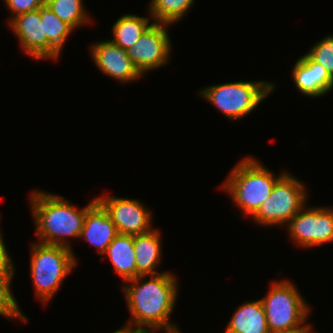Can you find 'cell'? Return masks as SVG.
I'll return each mask as SVG.
<instances>
[{"label":"cell","mask_w":333,"mask_h":333,"mask_svg":"<svg viewBox=\"0 0 333 333\" xmlns=\"http://www.w3.org/2000/svg\"><path fill=\"white\" fill-rule=\"evenodd\" d=\"M84 0H50L46 3L48 8L74 30L84 24H89L90 19L83 4Z\"/></svg>","instance_id":"obj_21"},{"label":"cell","mask_w":333,"mask_h":333,"mask_svg":"<svg viewBox=\"0 0 333 333\" xmlns=\"http://www.w3.org/2000/svg\"><path fill=\"white\" fill-rule=\"evenodd\" d=\"M29 197L38 243L70 249L71 241L68 239L80 237L86 213L97 202L94 198L78 209L58 194L34 190Z\"/></svg>","instance_id":"obj_2"},{"label":"cell","mask_w":333,"mask_h":333,"mask_svg":"<svg viewBox=\"0 0 333 333\" xmlns=\"http://www.w3.org/2000/svg\"><path fill=\"white\" fill-rule=\"evenodd\" d=\"M285 173L275 176L259 160L247 156L234 166L221 187L242 210V215L249 217L271 195L274 185Z\"/></svg>","instance_id":"obj_3"},{"label":"cell","mask_w":333,"mask_h":333,"mask_svg":"<svg viewBox=\"0 0 333 333\" xmlns=\"http://www.w3.org/2000/svg\"><path fill=\"white\" fill-rule=\"evenodd\" d=\"M150 276L147 280V275H140L122 285L131 316L125 326L147 333L179 330L169 322L178 296L177 277L169 271Z\"/></svg>","instance_id":"obj_1"},{"label":"cell","mask_w":333,"mask_h":333,"mask_svg":"<svg viewBox=\"0 0 333 333\" xmlns=\"http://www.w3.org/2000/svg\"><path fill=\"white\" fill-rule=\"evenodd\" d=\"M311 324H308V322L306 323V321L294 328L291 329H286V330H282V331H276V332H272V333H316L313 332V330L311 329Z\"/></svg>","instance_id":"obj_26"},{"label":"cell","mask_w":333,"mask_h":333,"mask_svg":"<svg viewBox=\"0 0 333 333\" xmlns=\"http://www.w3.org/2000/svg\"><path fill=\"white\" fill-rule=\"evenodd\" d=\"M39 10L44 33L48 39V60H57L67 37L74 29L55 15L46 4L41 6Z\"/></svg>","instance_id":"obj_19"},{"label":"cell","mask_w":333,"mask_h":333,"mask_svg":"<svg viewBox=\"0 0 333 333\" xmlns=\"http://www.w3.org/2000/svg\"><path fill=\"white\" fill-rule=\"evenodd\" d=\"M295 246L303 248L333 242V207L304 206L286 225Z\"/></svg>","instance_id":"obj_8"},{"label":"cell","mask_w":333,"mask_h":333,"mask_svg":"<svg viewBox=\"0 0 333 333\" xmlns=\"http://www.w3.org/2000/svg\"><path fill=\"white\" fill-rule=\"evenodd\" d=\"M169 24L154 22L127 51V56L142 76L146 72L156 70L170 60L171 39Z\"/></svg>","instance_id":"obj_9"},{"label":"cell","mask_w":333,"mask_h":333,"mask_svg":"<svg viewBox=\"0 0 333 333\" xmlns=\"http://www.w3.org/2000/svg\"><path fill=\"white\" fill-rule=\"evenodd\" d=\"M14 274L0 273V316L6 319H17L27 323L28 318L19 309L18 302L12 294L11 284Z\"/></svg>","instance_id":"obj_22"},{"label":"cell","mask_w":333,"mask_h":333,"mask_svg":"<svg viewBox=\"0 0 333 333\" xmlns=\"http://www.w3.org/2000/svg\"><path fill=\"white\" fill-rule=\"evenodd\" d=\"M314 62L322 65L333 78V35L314 44L306 53Z\"/></svg>","instance_id":"obj_23"},{"label":"cell","mask_w":333,"mask_h":333,"mask_svg":"<svg viewBox=\"0 0 333 333\" xmlns=\"http://www.w3.org/2000/svg\"><path fill=\"white\" fill-rule=\"evenodd\" d=\"M225 330V333H270L261 300H251L240 305Z\"/></svg>","instance_id":"obj_16"},{"label":"cell","mask_w":333,"mask_h":333,"mask_svg":"<svg viewBox=\"0 0 333 333\" xmlns=\"http://www.w3.org/2000/svg\"><path fill=\"white\" fill-rule=\"evenodd\" d=\"M6 244L3 238H0V273L2 274H15V266L12 256L8 253Z\"/></svg>","instance_id":"obj_25"},{"label":"cell","mask_w":333,"mask_h":333,"mask_svg":"<svg viewBox=\"0 0 333 333\" xmlns=\"http://www.w3.org/2000/svg\"><path fill=\"white\" fill-rule=\"evenodd\" d=\"M292 76L298 92L309 97H321L333 88V78L320 64L306 53L296 60Z\"/></svg>","instance_id":"obj_13"},{"label":"cell","mask_w":333,"mask_h":333,"mask_svg":"<svg viewBox=\"0 0 333 333\" xmlns=\"http://www.w3.org/2000/svg\"><path fill=\"white\" fill-rule=\"evenodd\" d=\"M112 333H147V332L139 330V329L122 326L120 329H118Z\"/></svg>","instance_id":"obj_27"},{"label":"cell","mask_w":333,"mask_h":333,"mask_svg":"<svg viewBox=\"0 0 333 333\" xmlns=\"http://www.w3.org/2000/svg\"><path fill=\"white\" fill-rule=\"evenodd\" d=\"M8 25L26 54L37 60H48V39L39 9L17 15Z\"/></svg>","instance_id":"obj_12"},{"label":"cell","mask_w":333,"mask_h":333,"mask_svg":"<svg viewBox=\"0 0 333 333\" xmlns=\"http://www.w3.org/2000/svg\"><path fill=\"white\" fill-rule=\"evenodd\" d=\"M102 256H108L114 271L125 282L137 277L134 236L117 234Z\"/></svg>","instance_id":"obj_17"},{"label":"cell","mask_w":333,"mask_h":333,"mask_svg":"<svg viewBox=\"0 0 333 333\" xmlns=\"http://www.w3.org/2000/svg\"><path fill=\"white\" fill-rule=\"evenodd\" d=\"M165 333H182V332L180 331V328H179V330L172 331V332H165Z\"/></svg>","instance_id":"obj_28"},{"label":"cell","mask_w":333,"mask_h":333,"mask_svg":"<svg viewBox=\"0 0 333 333\" xmlns=\"http://www.w3.org/2000/svg\"><path fill=\"white\" fill-rule=\"evenodd\" d=\"M2 228H0V238H3V234H2Z\"/></svg>","instance_id":"obj_29"},{"label":"cell","mask_w":333,"mask_h":333,"mask_svg":"<svg viewBox=\"0 0 333 333\" xmlns=\"http://www.w3.org/2000/svg\"><path fill=\"white\" fill-rule=\"evenodd\" d=\"M195 0H151L148 14L153 22L175 24L184 18Z\"/></svg>","instance_id":"obj_20"},{"label":"cell","mask_w":333,"mask_h":333,"mask_svg":"<svg viewBox=\"0 0 333 333\" xmlns=\"http://www.w3.org/2000/svg\"><path fill=\"white\" fill-rule=\"evenodd\" d=\"M96 201L108 213L119 234L134 236L153 229L152 211L137 199L104 194L96 197Z\"/></svg>","instance_id":"obj_10"},{"label":"cell","mask_w":333,"mask_h":333,"mask_svg":"<svg viewBox=\"0 0 333 333\" xmlns=\"http://www.w3.org/2000/svg\"><path fill=\"white\" fill-rule=\"evenodd\" d=\"M90 52L93 62L100 72L121 84L143 77L127 56V51L110 40L93 43L90 46Z\"/></svg>","instance_id":"obj_11"},{"label":"cell","mask_w":333,"mask_h":333,"mask_svg":"<svg viewBox=\"0 0 333 333\" xmlns=\"http://www.w3.org/2000/svg\"><path fill=\"white\" fill-rule=\"evenodd\" d=\"M30 273L34 294L46 305L77 265L74 251L64 246L31 243Z\"/></svg>","instance_id":"obj_4"},{"label":"cell","mask_w":333,"mask_h":333,"mask_svg":"<svg viewBox=\"0 0 333 333\" xmlns=\"http://www.w3.org/2000/svg\"><path fill=\"white\" fill-rule=\"evenodd\" d=\"M160 231L157 228L151 231L134 235V252L137 267V276L156 275L159 262L162 255V243Z\"/></svg>","instance_id":"obj_15"},{"label":"cell","mask_w":333,"mask_h":333,"mask_svg":"<svg viewBox=\"0 0 333 333\" xmlns=\"http://www.w3.org/2000/svg\"><path fill=\"white\" fill-rule=\"evenodd\" d=\"M306 190L308 189L301 180L286 171L274 185L271 195L251 216L252 221L265 227L287 225L306 205Z\"/></svg>","instance_id":"obj_7"},{"label":"cell","mask_w":333,"mask_h":333,"mask_svg":"<svg viewBox=\"0 0 333 333\" xmlns=\"http://www.w3.org/2000/svg\"><path fill=\"white\" fill-rule=\"evenodd\" d=\"M269 288L260 300L270 333L297 327L308 320L310 306L292 281L275 280Z\"/></svg>","instance_id":"obj_6"},{"label":"cell","mask_w":333,"mask_h":333,"mask_svg":"<svg viewBox=\"0 0 333 333\" xmlns=\"http://www.w3.org/2000/svg\"><path fill=\"white\" fill-rule=\"evenodd\" d=\"M275 88L268 81H237L210 85L201 88L198 94L230 121H236L255 110Z\"/></svg>","instance_id":"obj_5"},{"label":"cell","mask_w":333,"mask_h":333,"mask_svg":"<svg viewBox=\"0 0 333 333\" xmlns=\"http://www.w3.org/2000/svg\"><path fill=\"white\" fill-rule=\"evenodd\" d=\"M8 10L11 11V18L7 24L17 15L38 10L45 5V0H4Z\"/></svg>","instance_id":"obj_24"},{"label":"cell","mask_w":333,"mask_h":333,"mask_svg":"<svg viewBox=\"0 0 333 333\" xmlns=\"http://www.w3.org/2000/svg\"><path fill=\"white\" fill-rule=\"evenodd\" d=\"M117 234L108 213L96 202L86 213L79 238L96 247L99 256H102Z\"/></svg>","instance_id":"obj_14"},{"label":"cell","mask_w":333,"mask_h":333,"mask_svg":"<svg viewBox=\"0 0 333 333\" xmlns=\"http://www.w3.org/2000/svg\"><path fill=\"white\" fill-rule=\"evenodd\" d=\"M150 17L124 14L112 26L113 39L110 41L124 50L134 46L140 36L154 23Z\"/></svg>","instance_id":"obj_18"}]
</instances>
